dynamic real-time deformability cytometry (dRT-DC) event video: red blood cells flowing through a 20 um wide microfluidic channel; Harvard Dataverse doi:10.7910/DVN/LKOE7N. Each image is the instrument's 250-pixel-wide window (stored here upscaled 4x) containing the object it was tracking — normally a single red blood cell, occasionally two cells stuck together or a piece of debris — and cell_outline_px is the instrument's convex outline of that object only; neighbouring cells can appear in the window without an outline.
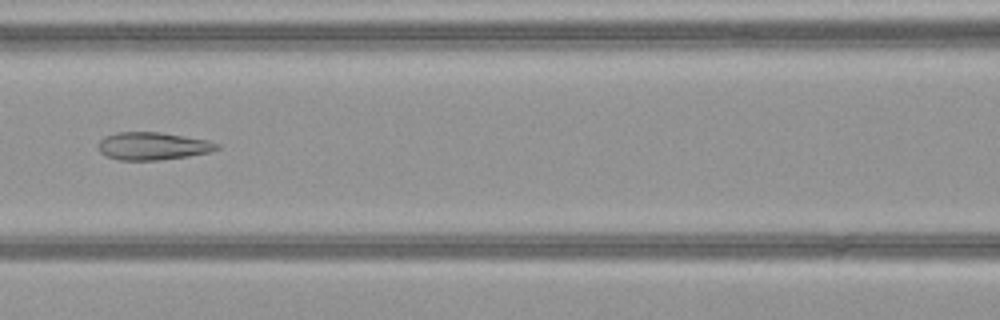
{"species": "common noctule bat (a hibernating species)", "species_latin": "Nyctalus noctula", "temperature_condition": "warm", "stored_images_in_passage": 50, "camera_frame_rate_fps": 3000, "um_per_image_px": 0.085, "animal": {"sex": "female", "body_mass_g": 21.9}, "frame": {"image": 1, "passage_image": 23, "time_ms": 7.333, "image_size_px": [1000, 320], "cell_outline_px": [[220, 148], [208, 152], [188, 156], [160, 160], [120, 160], [108, 156], [100, 152], [100, 140], [104, 136], [116, 132], [160, 132], [208, 140], [220, 144]], "centroid_in_image_um": [13.0, 12.41], "position_along_channel_um": 153.6, "area_um2": 19.02}}
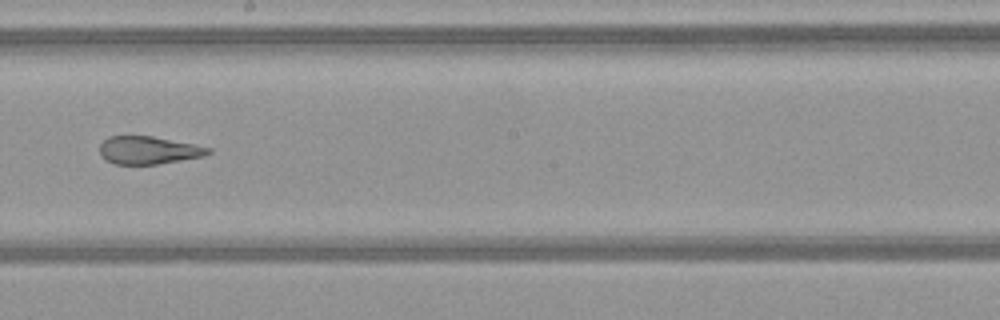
{"frame": {"image": 2, "passage_image": 29, "time_ms": 9.333, "image_size_px": [1000, 320], "cell_outline_px": [[212, 152], [204, 156], [156, 164], [116, 164], [104, 160], [100, 156], [100, 144], [108, 136], [152, 136], [212, 148]], "centroid_in_image_um": [12.59, 12.77], "position_along_channel_um": 235.6, "area_um2": 17.51}}
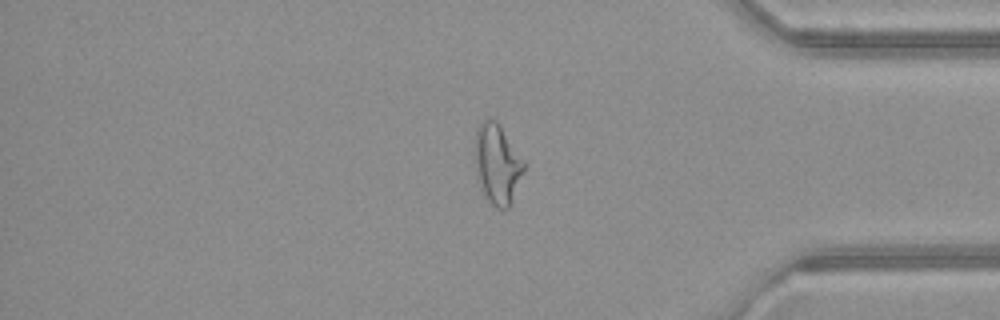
{"frame": {"image": 3, "passage_image": 42, "time_ms": 13.667, "image_size_px": [1000, 320], "cell_outline_px": [[524, 172], [508, 208], [496, 208], [488, 200], [480, 188], [476, 176], [476, 128], [488, 116], [496, 120], [500, 124], [524, 160]], "centroid_in_image_um": [42.27, 13.91], "position_along_channel_um": 392.9, "area_um2": 22.72}, "authors_computed_cell_mechanics": {"area_um2": 23.12, "velocity_mm_per_s": 4.1066, "shape_relaxation_time_tau1_ms": null, "shape_relaxation_time_tau2_ms": 1.3339, "deformation_change_tau1": null, "deformation_change_tau2": 0.0929}}